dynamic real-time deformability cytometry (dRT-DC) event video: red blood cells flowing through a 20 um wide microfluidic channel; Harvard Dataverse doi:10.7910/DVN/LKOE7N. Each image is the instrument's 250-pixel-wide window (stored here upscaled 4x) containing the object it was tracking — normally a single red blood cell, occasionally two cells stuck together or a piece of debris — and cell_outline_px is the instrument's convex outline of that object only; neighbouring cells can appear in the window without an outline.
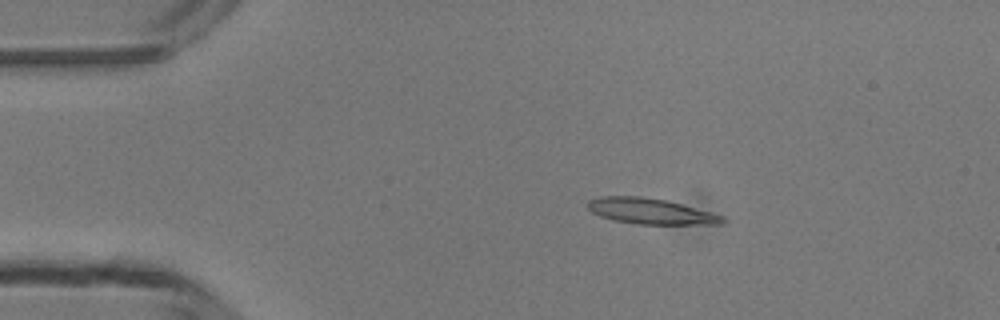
{"species": "common noctule bat (a hibernating species)", "species_latin": "Nyctalus noctula", "temperature_condition": "room temperature", "stored_images_in_passage": 5, "camera_frame_rate_fps": 3000, "um_per_image_px": 0.085, "animal": {"sex": "male", "body_mass_g": 13.3}, "frame": {"image": 1, "passage_image": 3, "time_ms": 2.333, "image_size_px": [1000, 320], "cell_outline_px": [[728, 220], [720, 224], [640, 224], [612, 220], [600, 216], [592, 212], [588, 208], [588, 200], [600, 196], [640, 196], [664, 200], [680, 204], [724, 216]], "centroid_in_image_um": [55.28, 17.96], "position_along_channel_um": 29.7, "area_um2": 20.0}}
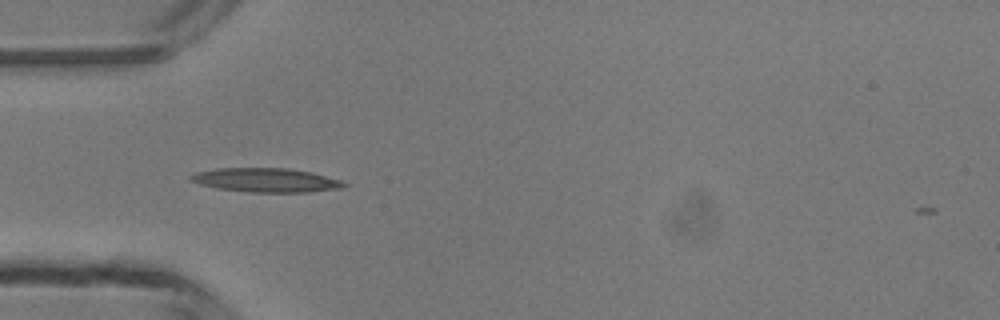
{"frame": {"image": 2, "passage_image": 4, "time_ms": 4.333, "image_size_px": [1000, 320], "cell_outline_px": [[348, 184], [340, 188], [308, 192], [252, 192], [216, 188], [200, 184], [188, 180], [188, 176], [196, 172], [216, 168], [288, 168], [312, 172], [340, 180]], "centroid_in_image_um": [22.57, 15.3], "position_along_channel_um": 62.4, "area_um2": 21.44}}
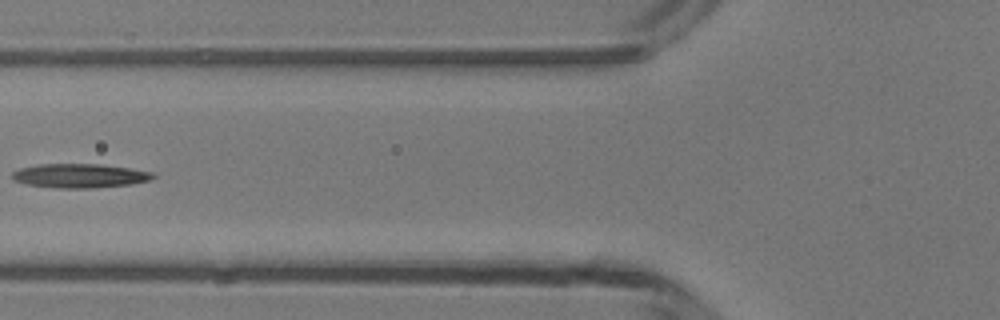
{"frame": {"image": 3, "passage_image": 5, "time_ms": 5.667, "image_size_px": [1000, 320], "cell_outline_px": [[156, 176], [148, 180], [128, 184], [92, 188], [56, 188], [28, 184], [12, 180], [12, 172], [20, 168], [40, 164], [100, 164], [128, 168], [152, 172]], "centroid_in_image_um": [6.73, 14.93], "position_along_channel_um": 119.1, "area_um2": 19.54}}